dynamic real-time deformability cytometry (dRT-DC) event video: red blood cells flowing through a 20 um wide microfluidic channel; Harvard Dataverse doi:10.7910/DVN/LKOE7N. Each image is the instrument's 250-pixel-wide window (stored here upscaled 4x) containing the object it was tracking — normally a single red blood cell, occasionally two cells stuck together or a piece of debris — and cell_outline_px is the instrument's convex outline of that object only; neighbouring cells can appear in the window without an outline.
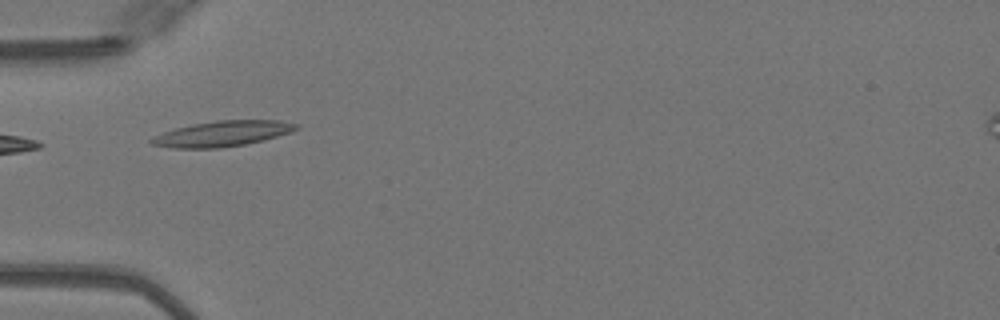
{"species": "Egyptian fruit bat (a non-hibernating species)", "species_latin": "Rousettus aegyptiacus", "temperature_condition": "warm", "stored_images_in_passage": 4, "camera_frame_rate_fps": 3000, "um_per_image_px": 0.085, "animal": {"sex": "female"}, "frame": {"image": 1, "passage_image": 1, "time_ms": 0.0, "image_size_px": [1000, 320], "cell_outline_px": [[300, 128], [292, 132], [264, 140], [244, 144], [220, 148], [172, 148], [152, 144], [148, 140], [164, 132], [176, 128], [192, 124], [216, 120], [280, 120], [300, 124]], "centroid_in_image_um": [18.97, 11.35], "position_along_channel_um": 66.0, "area_um2": 21.56}}